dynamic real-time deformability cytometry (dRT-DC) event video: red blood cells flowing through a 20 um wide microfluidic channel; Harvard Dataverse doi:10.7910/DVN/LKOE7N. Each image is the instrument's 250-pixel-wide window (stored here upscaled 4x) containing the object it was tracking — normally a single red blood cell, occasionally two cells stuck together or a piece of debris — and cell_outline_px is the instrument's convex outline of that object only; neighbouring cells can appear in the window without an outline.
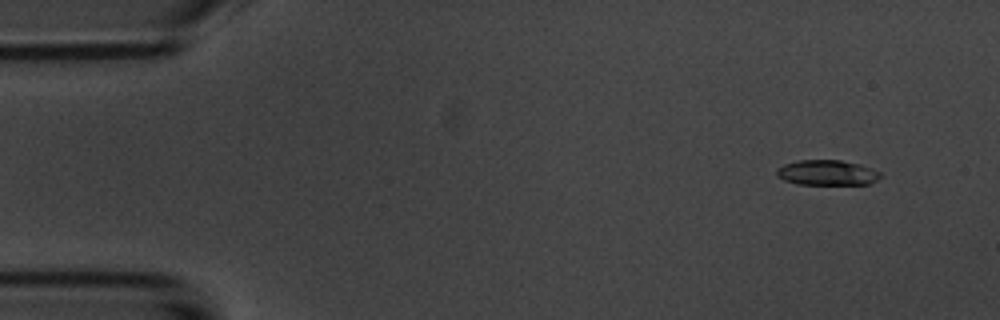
{"species": "common noctule bat (a hibernating species)", "species_latin": "Nyctalus noctula", "temperature_condition": "room temperature", "stored_images_in_passage": 54, "camera_frame_rate_fps": 3000, "um_per_image_px": 0.085, "animal": {"sex": "male", "body_mass_g": 20.1, "forearm_length_mm": 53.5}, "frame": {"image": 1, "passage_image": 4, "time_ms": 1.0, "image_size_px": [1000, 320], "cell_outline_px": [[880, 176], [876, 180], [868, 184], [796, 184], [784, 180], [776, 176], [776, 168], [784, 164], [796, 160], [840, 160], [860, 164], [880, 172]], "centroid_in_image_um": [70.24, 14.67], "position_along_channel_um": 14.8, "area_um2": 15.26}}
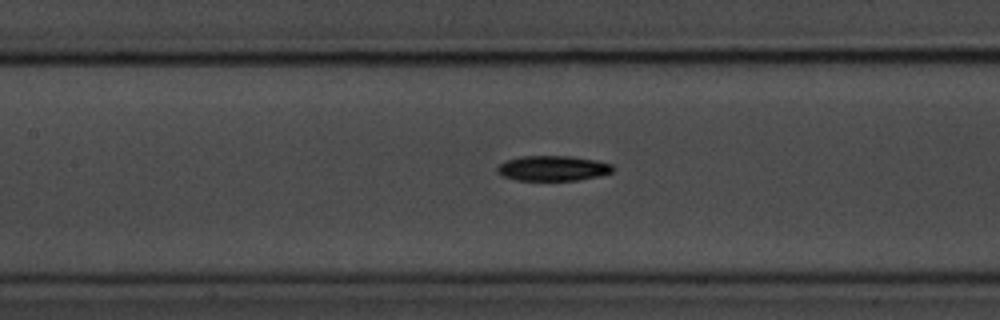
{"frame": {"image": 2, "passage_image": 24, "time_ms": 7.667, "image_size_px": [1000, 320], "cell_outline_px": [[616, 168], [612, 172], [600, 176], [576, 180], [516, 180], [504, 176], [496, 172], [496, 168], [500, 164], [508, 160], [520, 156], [568, 156], [596, 160], [612, 164]], "centroid_in_image_um": [47.02, 14.3], "position_along_channel_um": 160.4, "area_um2": 16.94}}
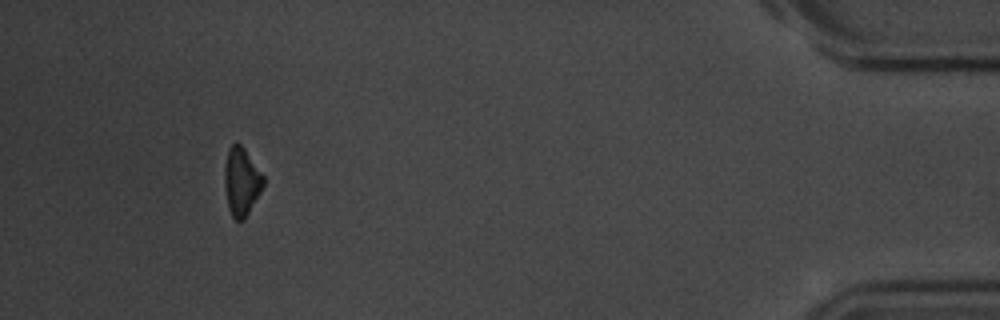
{"frame": {"image": 3, "passage_image": 50, "time_ms": 16.333, "image_size_px": [1000, 320], "cell_outline_px": [[264, 184], [260, 192], [244, 220], [236, 220], [232, 216], [228, 208], [224, 184], [224, 168], [228, 148], [236, 140], [244, 148], [264, 176]], "centroid_in_image_um": [20.51, 15.41], "position_along_channel_um": 414.7, "area_um2": 15.43}, "authors_computed_cell_mechanics": {"area_um2": 16.2996, "velocity_mm_per_s": 3.7072, "shape_relaxation_time_tau1_ms": 2.1314, "shape_relaxation_time_tau2_ms": null, "deformation_change_tau1": 0.1278, "deformation_change_tau2": null}}